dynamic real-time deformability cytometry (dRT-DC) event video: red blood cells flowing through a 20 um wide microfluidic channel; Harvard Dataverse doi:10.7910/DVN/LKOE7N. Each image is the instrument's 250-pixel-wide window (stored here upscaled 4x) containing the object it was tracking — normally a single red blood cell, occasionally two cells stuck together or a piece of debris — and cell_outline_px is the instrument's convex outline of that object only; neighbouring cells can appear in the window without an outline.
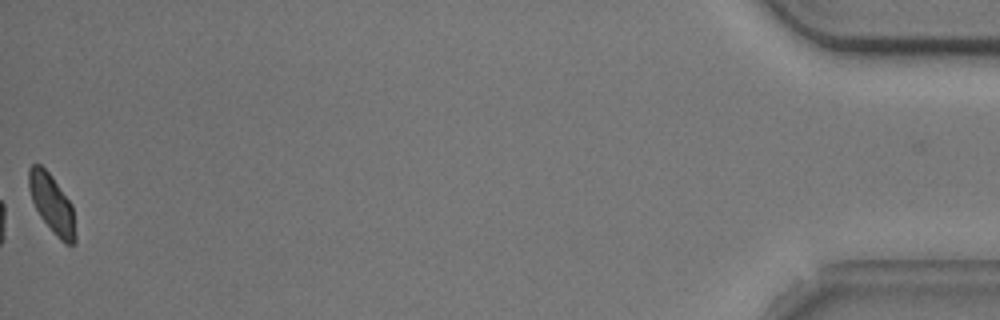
{"species": "common noctule bat (a hibernating species)", "species_latin": "Nyctalus noctula", "temperature_condition": "cold", "stored_images_in_passage": 54, "camera_frame_rate_fps": 3000, "um_per_image_px": 0.085, "animal": {"sex": "male", "body_mass_g": 20.5, "forearm_length_mm": 52.5}, "frame": {"image": 1, "passage_image": 54, "time_ms": 17.667, "image_size_px": [1000, 320], "cell_outline_px": [[76, 244], [64, 244], [52, 232], [40, 216], [32, 200], [28, 188], [28, 168], [32, 164], [40, 164], [52, 176], [72, 204], [76, 236]], "centroid_in_image_um": [4.41, 17.34], "position_along_channel_um": 430.8, "area_um2": 16.01}, "authors_computed_cell_mechanics": {"area_um2": 17.6579, "velocity_mm_per_s": 3.7025, "shape_relaxation_time_tau1_ms": 1.7597, "shape_relaxation_time_tau2_ms": null, "deformation_change_tau1": 0.0785, "deformation_change_tau2": null}}